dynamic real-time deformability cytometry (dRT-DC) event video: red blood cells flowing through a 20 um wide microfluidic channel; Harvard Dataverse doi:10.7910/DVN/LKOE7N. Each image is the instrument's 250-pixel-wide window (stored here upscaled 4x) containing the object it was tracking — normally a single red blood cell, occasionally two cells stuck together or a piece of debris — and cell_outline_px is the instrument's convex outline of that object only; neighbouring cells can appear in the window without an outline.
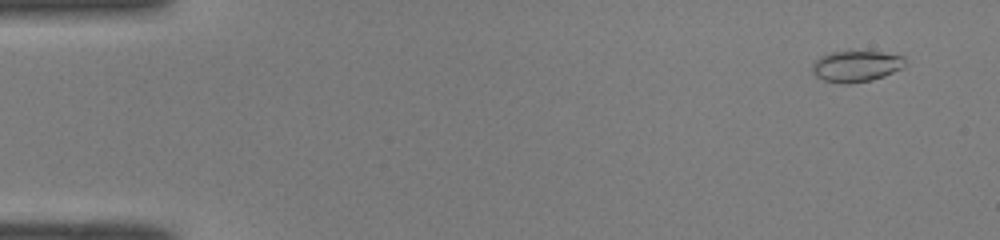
{"species": "common noctule bat (a hibernating species)", "species_latin": "Nyctalus noctula", "temperature_condition": "room temperature", "stored_images_in_passage": 51, "camera_frame_rate_fps": 3000, "um_per_image_px": 0.085, "animal": {"sex": "male", "body_mass_g": 19.0, "forearm_length_mm": 50.8}, "frame": {"image": 1, "passage_image": 4, "time_ms": 1.0, "image_size_px": [1000, 240], "cell_outline_px": [[904, 64], [900, 68], [884, 76], [872, 80], [848, 84], [844, 84], [824, 80], [816, 76], [812, 72], [812, 64], [820, 56], [832, 52], [880, 52], [904, 56]], "centroid_in_image_um": [72.74, 5.64], "position_along_channel_um": 12.3, "area_um2": 16.59}}
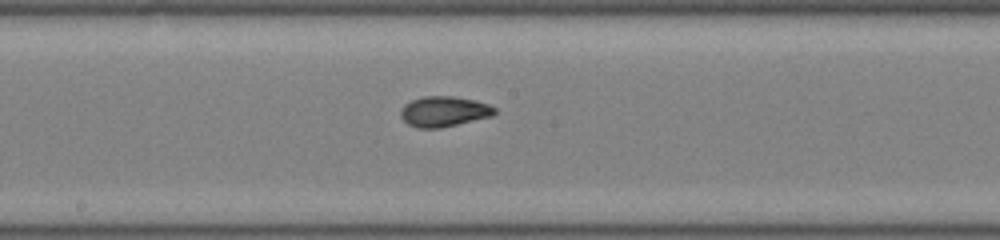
{"frame": {"image": 2, "passage_image": 28, "time_ms": 9.0, "image_size_px": [1000, 240], "cell_outline_px": [[496, 112], [492, 116], [440, 128], [416, 128], [408, 124], [400, 116], [400, 108], [404, 104], [412, 100], [424, 96], [452, 96], [476, 100], [488, 104], [496, 108]], "centroid_in_image_um": [37.72, 9.47], "position_along_channel_um": 210.5, "area_um2": 16.7}}
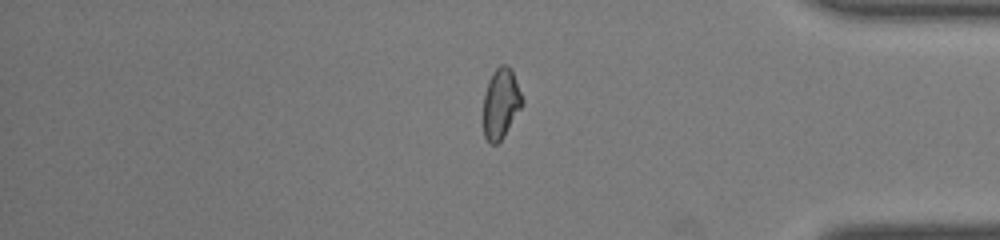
{"frame": {"image": 3, "passage_image": 43, "time_ms": 14.0, "image_size_px": [1000, 240], "cell_outline_px": [[524, 104], [504, 136], [496, 144], [488, 144], [484, 136], [484, 92], [488, 80], [492, 72], [500, 64], [508, 64], [512, 72], [524, 100]], "centroid_in_image_um": [42.57, 8.8], "position_along_channel_um": 392.6, "area_um2": 16.07}, "authors_computed_cell_mechanics": {"area_um2": 16.4152, "velocity_mm_per_s": 4.0897, "shape_relaxation_time_tau1_ms": 9.6027, "shape_relaxation_time_tau2_ms": 1.5072, "deformation_change_tau1": 0.2257, "deformation_change_tau2": 0.0553}}